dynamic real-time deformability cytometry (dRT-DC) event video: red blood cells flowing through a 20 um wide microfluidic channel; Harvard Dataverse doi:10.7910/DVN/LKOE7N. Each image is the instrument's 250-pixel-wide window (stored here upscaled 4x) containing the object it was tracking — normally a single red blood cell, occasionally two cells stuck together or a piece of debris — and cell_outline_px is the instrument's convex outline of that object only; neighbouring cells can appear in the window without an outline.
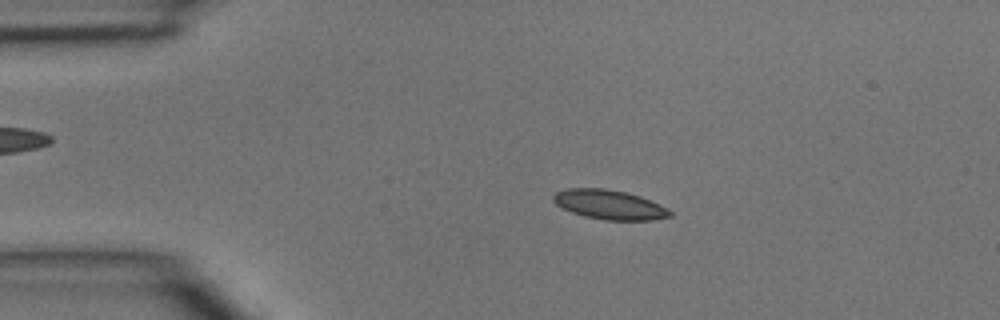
{"species": "common noctule bat (a hibernating species)", "species_latin": "Nyctalus noctula", "temperature_condition": "room temperature", "stored_images_in_passage": 3, "camera_frame_rate_fps": 3000, "um_per_image_px": 0.085, "animal": {"sex": "male", "body_mass_g": 15.6}, "frame": {"image": 1, "passage_image": 2, "time_ms": 1.0, "image_size_px": [1000, 320], "cell_outline_px": [[672, 216], [652, 220], [604, 220], [584, 216], [572, 212], [556, 204], [552, 200], [552, 196], [556, 192], [568, 188], [604, 188], [624, 192], [640, 196], [668, 208], [672, 212]], "centroid_in_image_um": [51.8, 17.4], "position_along_channel_um": 33.2, "area_um2": 19.94}}